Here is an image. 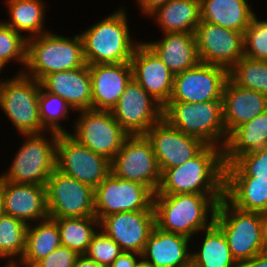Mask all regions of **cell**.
I'll return each mask as SVG.
<instances>
[{"label":"cell","instance_id":"obj_1","mask_svg":"<svg viewBox=\"0 0 267 267\" xmlns=\"http://www.w3.org/2000/svg\"><path fill=\"white\" fill-rule=\"evenodd\" d=\"M214 224L237 262L263 253L262 181H240L217 204Z\"/></svg>","mask_w":267,"mask_h":267},{"label":"cell","instance_id":"obj_2","mask_svg":"<svg viewBox=\"0 0 267 267\" xmlns=\"http://www.w3.org/2000/svg\"><path fill=\"white\" fill-rule=\"evenodd\" d=\"M238 183L225 167L223 149L206 145L191 160L164 170L154 194H228Z\"/></svg>","mask_w":267,"mask_h":267},{"label":"cell","instance_id":"obj_3","mask_svg":"<svg viewBox=\"0 0 267 267\" xmlns=\"http://www.w3.org/2000/svg\"><path fill=\"white\" fill-rule=\"evenodd\" d=\"M227 194H154L155 225L190 239L214 223L217 204Z\"/></svg>","mask_w":267,"mask_h":267},{"label":"cell","instance_id":"obj_4","mask_svg":"<svg viewBox=\"0 0 267 267\" xmlns=\"http://www.w3.org/2000/svg\"><path fill=\"white\" fill-rule=\"evenodd\" d=\"M224 164L240 181H267V110L236 128L223 149Z\"/></svg>","mask_w":267,"mask_h":267},{"label":"cell","instance_id":"obj_5","mask_svg":"<svg viewBox=\"0 0 267 267\" xmlns=\"http://www.w3.org/2000/svg\"><path fill=\"white\" fill-rule=\"evenodd\" d=\"M126 9L121 6L79 32L86 64L130 62L134 49L141 40H136L130 31L129 24L132 23H129Z\"/></svg>","mask_w":267,"mask_h":267},{"label":"cell","instance_id":"obj_6","mask_svg":"<svg viewBox=\"0 0 267 267\" xmlns=\"http://www.w3.org/2000/svg\"><path fill=\"white\" fill-rule=\"evenodd\" d=\"M54 30L27 39V62L24 73L41 81L50 73L86 65L83 40L79 34L63 36Z\"/></svg>","mask_w":267,"mask_h":267},{"label":"cell","instance_id":"obj_7","mask_svg":"<svg viewBox=\"0 0 267 267\" xmlns=\"http://www.w3.org/2000/svg\"><path fill=\"white\" fill-rule=\"evenodd\" d=\"M20 136L24 141L19 149H16L10 166L0 173V178L16 184L46 185L56 168L58 133L46 131Z\"/></svg>","mask_w":267,"mask_h":267},{"label":"cell","instance_id":"obj_8","mask_svg":"<svg viewBox=\"0 0 267 267\" xmlns=\"http://www.w3.org/2000/svg\"><path fill=\"white\" fill-rule=\"evenodd\" d=\"M40 87L24 72L0 80V110L19 135L46 132L39 116Z\"/></svg>","mask_w":267,"mask_h":267},{"label":"cell","instance_id":"obj_9","mask_svg":"<svg viewBox=\"0 0 267 267\" xmlns=\"http://www.w3.org/2000/svg\"><path fill=\"white\" fill-rule=\"evenodd\" d=\"M163 118L183 133L206 145L224 149L228 136L223 123L222 101L202 103L168 102Z\"/></svg>","mask_w":267,"mask_h":267},{"label":"cell","instance_id":"obj_10","mask_svg":"<svg viewBox=\"0 0 267 267\" xmlns=\"http://www.w3.org/2000/svg\"><path fill=\"white\" fill-rule=\"evenodd\" d=\"M70 124L69 134L93 152L112 160L129 134L110 110H79ZM73 131V133H72Z\"/></svg>","mask_w":267,"mask_h":267},{"label":"cell","instance_id":"obj_11","mask_svg":"<svg viewBox=\"0 0 267 267\" xmlns=\"http://www.w3.org/2000/svg\"><path fill=\"white\" fill-rule=\"evenodd\" d=\"M111 173L141 183L157 192L161 171L152 144L146 135H129L110 161Z\"/></svg>","mask_w":267,"mask_h":267},{"label":"cell","instance_id":"obj_12","mask_svg":"<svg viewBox=\"0 0 267 267\" xmlns=\"http://www.w3.org/2000/svg\"><path fill=\"white\" fill-rule=\"evenodd\" d=\"M154 192L147 186L110 174L94 189L95 217L153 209Z\"/></svg>","mask_w":267,"mask_h":267},{"label":"cell","instance_id":"obj_13","mask_svg":"<svg viewBox=\"0 0 267 267\" xmlns=\"http://www.w3.org/2000/svg\"><path fill=\"white\" fill-rule=\"evenodd\" d=\"M56 169L95 189L111 172L110 160L80 144L69 133L58 134Z\"/></svg>","mask_w":267,"mask_h":267},{"label":"cell","instance_id":"obj_14","mask_svg":"<svg viewBox=\"0 0 267 267\" xmlns=\"http://www.w3.org/2000/svg\"><path fill=\"white\" fill-rule=\"evenodd\" d=\"M50 218L95 216L94 189L54 169L46 182Z\"/></svg>","mask_w":267,"mask_h":267},{"label":"cell","instance_id":"obj_15","mask_svg":"<svg viewBox=\"0 0 267 267\" xmlns=\"http://www.w3.org/2000/svg\"><path fill=\"white\" fill-rule=\"evenodd\" d=\"M227 80V69L200 62L197 66L174 75L169 102L222 101Z\"/></svg>","mask_w":267,"mask_h":267},{"label":"cell","instance_id":"obj_16","mask_svg":"<svg viewBox=\"0 0 267 267\" xmlns=\"http://www.w3.org/2000/svg\"><path fill=\"white\" fill-rule=\"evenodd\" d=\"M201 63L221 66L228 71L244 56V33L200 21L195 32Z\"/></svg>","mask_w":267,"mask_h":267},{"label":"cell","instance_id":"obj_17","mask_svg":"<svg viewBox=\"0 0 267 267\" xmlns=\"http://www.w3.org/2000/svg\"><path fill=\"white\" fill-rule=\"evenodd\" d=\"M111 112L129 135H145L163 118V106L133 78Z\"/></svg>","mask_w":267,"mask_h":267},{"label":"cell","instance_id":"obj_18","mask_svg":"<svg viewBox=\"0 0 267 267\" xmlns=\"http://www.w3.org/2000/svg\"><path fill=\"white\" fill-rule=\"evenodd\" d=\"M145 135L152 144L161 173L191 160L206 146L200 139L173 127L164 118Z\"/></svg>","mask_w":267,"mask_h":267},{"label":"cell","instance_id":"obj_19","mask_svg":"<svg viewBox=\"0 0 267 267\" xmlns=\"http://www.w3.org/2000/svg\"><path fill=\"white\" fill-rule=\"evenodd\" d=\"M154 226V210L121 212L103 217L99 221V228L123 251L139 254L143 253Z\"/></svg>","mask_w":267,"mask_h":267},{"label":"cell","instance_id":"obj_20","mask_svg":"<svg viewBox=\"0 0 267 267\" xmlns=\"http://www.w3.org/2000/svg\"><path fill=\"white\" fill-rule=\"evenodd\" d=\"M132 78L163 107L172 95L174 74L143 42L135 47L130 60Z\"/></svg>","mask_w":267,"mask_h":267},{"label":"cell","instance_id":"obj_21","mask_svg":"<svg viewBox=\"0 0 267 267\" xmlns=\"http://www.w3.org/2000/svg\"><path fill=\"white\" fill-rule=\"evenodd\" d=\"M3 213L27 225L49 218L45 185L16 184L0 178Z\"/></svg>","mask_w":267,"mask_h":267},{"label":"cell","instance_id":"obj_22","mask_svg":"<svg viewBox=\"0 0 267 267\" xmlns=\"http://www.w3.org/2000/svg\"><path fill=\"white\" fill-rule=\"evenodd\" d=\"M92 83V109L112 110L132 79L130 62L88 65Z\"/></svg>","mask_w":267,"mask_h":267},{"label":"cell","instance_id":"obj_23","mask_svg":"<svg viewBox=\"0 0 267 267\" xmlns=\"http://www.w3.org/2000/svg\"><path fill=\"white\" fill-rule=\"evenodd\" d=\"M266 110L267 95L242 88L228 78L222 96L223 123L227 136Z\"/></svg>","mask_w":267,"mask_h":267},{"label":"cell","instance_id":"obj_24","mask_svg":"<svg viewBox=\"0 0 267 267\" xmlns=\"http://www.w3.org/2000/svg\"><path fill=\"white\" fill-rule=\"evenodd\" d=\"M191 239L156 225L141 257L154 267H191Z\"/></svg>","mask_w":267,"mask_h":267},{"label":"cell","instance_id":"obj_25","mask_svg":"<svg viewBox=\"0 0 267 267\" xmlns=\"http://www.w3.org/2000/svg\"><path fill=\"white\" fill-rule=\"evenodd\" d=\"M40 84L47 92L63 98L75 112L92 109V83L88 64L81 68L50 73Z\"/></svg>","mask_w":267,"mask_h":267},{"label":"cell","instance_id":"obj_26","mask_svg":"<svg viewBox=\"0 0 267 267\" xmlns=\"http://www.w3.org/2000/svg\"><path fill=\"white\" fill-rule=\"evenodd\" d=\"M159 40L143 41L174 74L200 63L194 33H163Z\"/></svg>","mask_w":267,"mask_h":267},{"label":"cell","instance_id":"obj_27","mask_svg":"<svg viewBox=\"0 0 267 267\" xmlns=\"http://www.w3.org/2000/svg\"><path fill=\"white\" fill-rule=\"evenodd\" d=\"M7 19H1L6 25L22 34L26 39L45 34L46 12L45 0H5Z\"/></svg>","mask_w":267,"mask_h":267},{"label":"cell","instance_id":"obj_28","mask_svg":"<svg viewBox=\"0 0 267 267\" xmlns=\"http://www.w3.org/2000/svg\"><path fill=\"white\" fill-rule=\"evenodd\" d=\"M191 242L196 244V248L191 244V267H236L237 261L232 257L226 237L214 223L197 233Z\"/></svg>","mask_w":267,"mask_h":267},{"label":"cell","instance_id":"obj_29","mask_svg":"<svg viewBox=\"0 0 267 267\" xmlns=\"http://www.w3.org/2000/svg\"><path fill=\"white\" fill-rule=\"evenodd\" d=\"M149 18L163 33H194L201 21L200 0H168Z\"/></svg>","mask_w":267,"mask_h":267},{"label":"cell","instance_id":"obj_30","mask_svg":"<svg viewBox=\"0 0 267 267\" xmlns=\"http://www.w3.org/2000/svg\"><path fill=\"white\" fill-rule=\"evenodd\" d=\"M201 21L244 33L256 14L248 0H200Z\"/></svg>","mask_w":267,"mask_h":267},{"label":"cell","instance_id":"obj_31","mask_svg":"<svg viewBox=\"0 0 267 267\" xmlns=\"http://www.w3.org/2000/svg\"><path fill=\"white\" fill-rule=\"evenodd\" d=\"M60 246V233L54 219L49 217L29 224L24 255L16 265L17 267H32Z\"/></svg>","mask_w":267,"mask_h":267},{"label":"cell","instance_id":"obj_32","mask_svg":"<svg viewBox=\"0 0 267 267\" xmlns=\"http://www.w3.org/2000/svg\"><path fill=\"white\" fill-rule=\"evenodd\" d=\"M52 219L57 223L61 245L79 255L85 254L93 235L99 229V220L95 216Z\"/></svg>","mask_w":267,"mask_h":267},{"label":"cell","instance_id":"obj_33","mask_svg":"<svg viewBox=\"0 0 267 267\" xmlns=\"http://www.w3.org/2000/svg\"><path fill=\"white\" fill-rule=\"evenodd\" d=\"M28 225L3 214L0 217V260L17 264L24 255Z\"/></svg>","mask_w":267,"mask_h":267},{"label":"cell","instance_id":"obj_34","mask_svg":"<svg viewBox=\"0 0 267 267\" xmlns=\"http://www.w3.org/2000/svg\"><path fill=\"white\" fill-rule=\"evenodd\" d=\"M38 103L40 120L47 132L50 131L58 134L70 133L62 123L65 121L69 123L70 114L75 113V111L63 98L47 92L41 86Z\"/></svg>","mask_w":267,"mask_h":267},{"label":"cell","instance_id":"obj_35","mask_svg":"<svg viewBox=\"0 0 267 267\" xmlns=\"http://www.w3.org/2000/svg\"><path fill=\"white\" fill-rule=\"evenodd\" d=\"M228 78L242 88L267 95V61L243 56L228 71Z\"/></svg>","mask_w":267,"mask_h":267},{"label":"cell","instance_id":"obj_36","mask_svg":"<svg viewBox=\"0 0 267 267\" xmlns=\"http://www.w3.org/2000/svg\"><path fill=\"white\" fill-rule=\"evenodd\" d=\"M19 64L17 73L25 70L27 39L0 20V66L8 69L10 63Z\"/></svg>","mask_w":267,"mask_h":267},{"label":"cell","instance_id":"obj_37","mask_svg":"<svg viewBox=\"0 0 267 267\" xmlns=\"http://www.w3.org/2000/svg\"><path fill=\"white\" fill-rule=\"evenodd\" d=\"M244 56L267 61V18L259 19L257 13L244 32Z\"/></svg>","mask_w":267,"mask_h":267},{"label":"cell","instance_id":"obj_38","mask_svg":"<svg viewBox=\"0 0 267 267\" xmlns=\"http://www.w3.org/2000/svg\"><path fill=\"white\" fill-rule=\"evenodd\" d=\"M122 252L121 247L99 228L85 255L98 264L109 267Z\"/></svg>","mask_w":267,"mask_h":267},{"label":"cell","instance_id":"obj_39","mask_svg":"<svg viewBox=\"0 0 267 267\" xmlns=\"http://www.w3.org/2000/svg\"><path fill=\"white\" fill-rule=\"evenodd\" d=\"M79 254L68 247L60 246L32 267H74Z\"/></svg>","mask_w":267,"mask_h":267},{"label":"cell","instance_id":"obj_40","mask_svg":"<svg viewBox=\"0 0 267 267\" xmlns=\"http://www.w3.org/2000/svg\"><path fill=\"white\" fill-rule=\"evenodd\" d=\"M141 254L123 251L109 267H136Z\"/></svg>","mask_w":267,"mask_h":267},{"label":"cell","instance_id":"obj_41","mask_svg":"<svg viewBox=\"0 0 267 267\" xmlns=\"http://www.w3.org/2000/svg\"><path fill=\"white\" fill-rule=\"evenodd\" d=\"M141 12V16L149 17L160 6H163L168 0H135Z\"/></svg>","mask_w":267,"mask_h":267},{"label":"cell","instance_id":"obj_42","mask_svg":"<svg viewBox=\"0 0 267 267\" xmlns=\"http://www.w3.org/2000/svg\"><path fill=\"white\" fill-rule=\"evenodd\" d=\"M262 214L264 218L263 253L267 254V181H262Z\"/></svg>","mask_w":267,"mask_h":267},{"label":"cell","instance_id":"obj_43","mask_svg":"<svg viewBox=\"0 0 267 267\" xmlns=\"http://www.w3.org/2000/svg\"><path fill=\"white\" fill-rule=\"evenodd\" d=\"M236 267H267V254L261 253L251 259L239 261Z\"/></svg>","mask_w":267,"mask_h":267},{"label":"cell","instance_id":"obj_44","mask_svg":"<svg viewBox=\"0 0 267 267\" xmlns=\"http://www.w3.org/2000/svg\"><path fill=\"white\" fill-rule=\"evenodd\" d=\"M74 267H106L98 264L92 259L88 258L85 254L79 255Z\"/></svg>","mask_w":267,"mask_h":267},{"label":"cell","instance_id":"obj_45","mask_svg":"<svg viewBox=\"0 0 267 267\" xmlns=\"http://www.w3.org/2000/svg\"><path fill=\"white\" fill-rule=\"evenodd\" d=\"M136 267H154L151 263L145 261L142 257L136 264Z\"/></svg>","mask_w":267,"mask_h":267},{"label":"cell","instance_id":"obj_46","mask_svg":"<svg viewBox=\"0 0 267 267\" xmlns=\"http://www.w3.org/2000/svg\"><path fill=\"white\" fill-rule=\"evenodd\" d=\"M3 200H2V191H1V184H0V217L3 215Z\"/></svg>","mask_w":267,"mask_h":267},{"label":"cell","instance_id":"obj_47","mask_svg":"<svg viewBox=\"0 0 267 267\" xmlns=\"http://www.w3.org/2000/svg\"><path fill=\"white\" fill-rule=\"evenodd\" d=\"M1 263H2L1 267H17L15 263H11V262H1Z\"/></svg>","mask_w":267,"mask_h":267},{"label":"cell","instance_id":"obj_48","mask_svg":"<svg viewBox=\"0 0 267 267\" xmlns=\"http://www.w3.org/2000/svg\"><path fill=\"white\" fill-rule=\"evenodd\" d=\"M4 69L0 66V74H1V72L3 71ZM1 77H0V80L3 78L2 77V75H0Z\"/></svg>","mask_w":267,"mask_h":267}]
</instances>
